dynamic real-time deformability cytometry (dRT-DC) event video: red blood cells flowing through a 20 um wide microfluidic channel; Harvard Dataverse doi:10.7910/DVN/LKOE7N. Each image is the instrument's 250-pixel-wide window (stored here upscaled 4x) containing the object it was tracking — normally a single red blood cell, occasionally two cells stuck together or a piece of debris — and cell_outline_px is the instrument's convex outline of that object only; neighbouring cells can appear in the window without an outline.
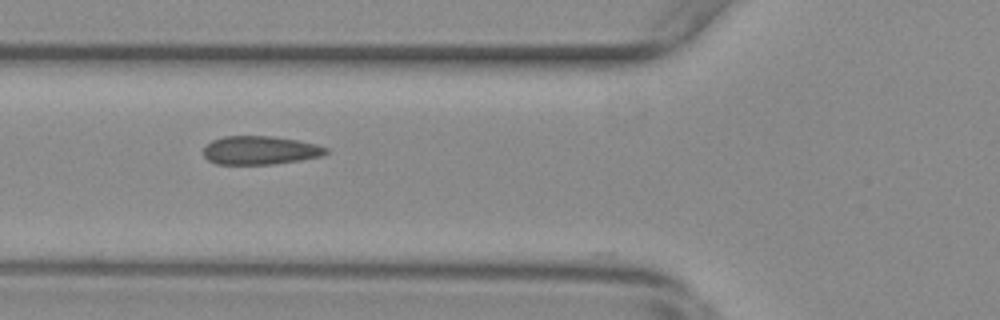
{"species": "common noctule bat (a hibernating species)", "species_latin": "Nyctalus noctula", "temperature_condition": "warm", "stored_images_in_passage": 41, "camera_frame_rate_fps": 3000, "um_per_image_px": 0.085, "animal": {"sex": "female", "body_mass_g": 29.2, "forearm_length_mm": 56.3}, "frame": {"image": 1, "passage_image": 7, "time_ms": 2.0, "image_size_px": [1000, 320], "cell_outline_px": [[328, 152], [320, 156], [300, 160], [272, 164], [216, 164], [208, 160], [204, 156], [204, 148], [212, 140], [224, 136], [272, 136], [296, 140], [316, 144], [328, 148]], "centroid_in_image_um": [22.1, 12.77], "position_along_channel_um": 103.7, "area_um2": 20.23}}
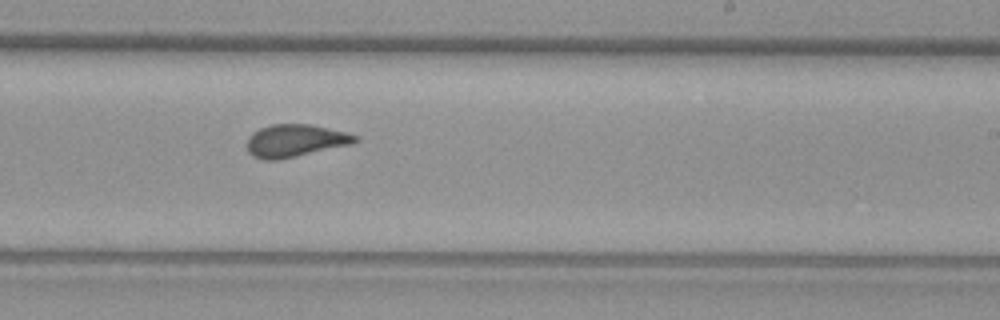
{"frame": {"image": 2, "passage_image": 20, "time_ms": 6.333, "image_size_px": [1000, 320], "cell_outline_px": [[360, 140], [352, 144], [280, 160], [264, 160], [252, 156], [248, 152], [248, 136], [252, 132], [260, 128], [272, 124], [308, 124], [348, 132], [360, 136]], "centroid_in_image_um": [25.12, 11.96], "position_along_channel_um": 263.9, "area_um2": 20.75}}
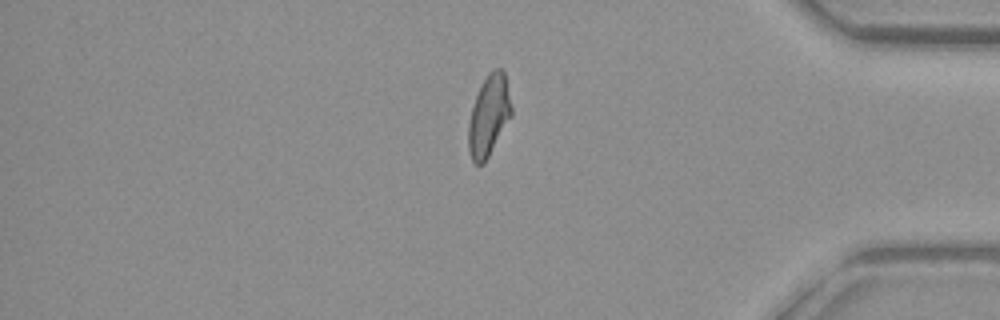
{"frame": {"image": 3, "passage_image": 33, "time_ms": 10.667, "image_size_px": [1000, 320], "cell_outline_px": [[512, 116], [484, 164], [476, 164], [472, 160], [468, 148], [468, 124], [472, 108], [480, 84], [488, 72], [492, 68], [500, 68], [504, 72], [512, 108]], "centroid_in_image_um": [41.55, 9.82], "position_along_channel_um": 393.7, "area_um2": 20.35}, "authors_computed_cell_mechanics": {"area_um2": 20.0566, "velocity_mm_per_s": 3.6914, "shape_relaxation_time_tau1_ms": null, "shape_relaxation_time_tau2_ms": 0.1955, "deformation_change_tau1": null, "deformation_change_tau2": 0.023}}